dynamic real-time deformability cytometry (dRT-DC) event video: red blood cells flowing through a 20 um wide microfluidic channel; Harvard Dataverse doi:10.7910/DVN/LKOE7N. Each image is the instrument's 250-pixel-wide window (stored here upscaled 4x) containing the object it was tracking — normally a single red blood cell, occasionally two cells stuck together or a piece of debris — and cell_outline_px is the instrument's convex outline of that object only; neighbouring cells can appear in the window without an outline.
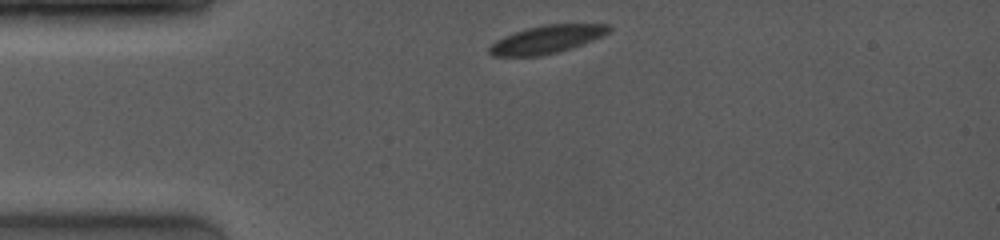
{"species": "common noctule bat (a hibernating species)", "species_latin": "Nyctalus noctula", "temperature_condition": "room temperature", "stored_images_in_passage": 17, "camera_frame_rate_fps": 4000, "um_per_image_px": 0.085, "animal": {"sex": "female", "body_mass_g": 19.0, "forearm_length_mm": 53.3}, "frame": {"image": 1, "passage_image": 1, "time_ms": 0.0, "image_size_px": [1000, 240], "cell_outline_px": [[612, 28], [608, 32], [592, 40], [572, 48], [540, 56], [492, 56], [488, 52], [488, 48], [496, 40], [504, 36], [524, 28], [544, 24], [608, 24]], "centroid_in_image_um": [46.43, 3.34], "position_along_channel_um": 38.6, "area_um2": 19.42}}
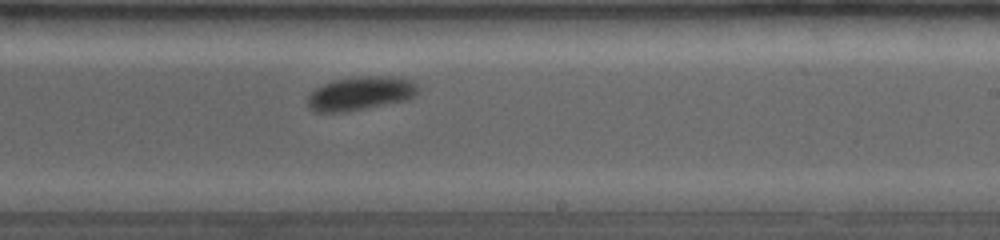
{"frame": {"image": 2, "passage_image": 15, "time_ms": 6.25, "image_size_px": [1000, 240], "cell_outline_px": [[420, 92], [416, 96], [408, 100], [348, 112], [312, 112], [308, 108], [308, 96], [316, 88], [332, 80], [360, 76], [392, 76], [412, 80], [420, 88]], "centroid_in_image_um": [30.68, 7.95], "position_along_channel_um": 258.3, "area_um2": 22.14}}